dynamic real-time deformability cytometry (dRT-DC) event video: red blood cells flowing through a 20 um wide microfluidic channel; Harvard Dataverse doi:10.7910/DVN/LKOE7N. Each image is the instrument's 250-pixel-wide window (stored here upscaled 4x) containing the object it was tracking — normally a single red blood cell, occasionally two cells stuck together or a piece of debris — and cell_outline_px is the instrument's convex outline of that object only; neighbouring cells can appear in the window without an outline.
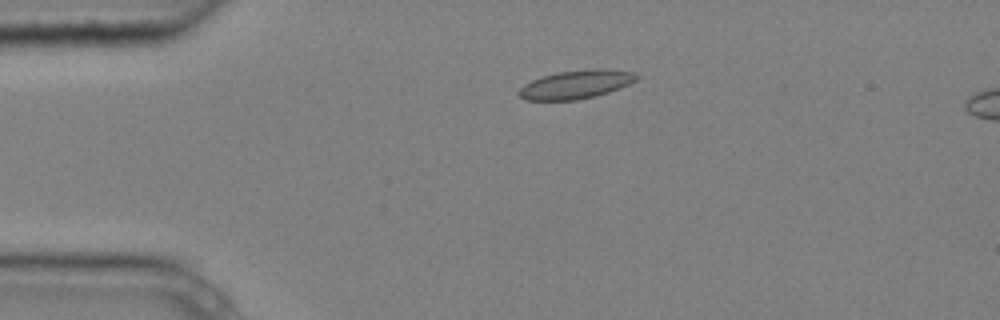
{"species": "common noctule bat (a hibernating species)", "species_latin": "Nyctalus noctula", "temperature_condition": "cold", "stored_images_in_passage": 3, "camera_frame_rate_fps": 3000, "um_per_image_px": 0.085, "animal": {"sex": "male", "body_mass_g": 20.4}, "frame": {"image": 1, "passage_image": 1, "time_ms": 0.0, "image_size_px": [1000, 320], "cell_outline_px": [[640, 76], [636, 80], [620, 88], [596, 96], [576, 100], [528, 100], [520, 96], [516, 92], [524, 84], [532, 80], [556, 72], [588, 68], [604, 68], [632, 72]], "centroid_in_image_um": [48.97, 7.16], "position_along_channel_um": 36.0, "area_um2": 19.65}}